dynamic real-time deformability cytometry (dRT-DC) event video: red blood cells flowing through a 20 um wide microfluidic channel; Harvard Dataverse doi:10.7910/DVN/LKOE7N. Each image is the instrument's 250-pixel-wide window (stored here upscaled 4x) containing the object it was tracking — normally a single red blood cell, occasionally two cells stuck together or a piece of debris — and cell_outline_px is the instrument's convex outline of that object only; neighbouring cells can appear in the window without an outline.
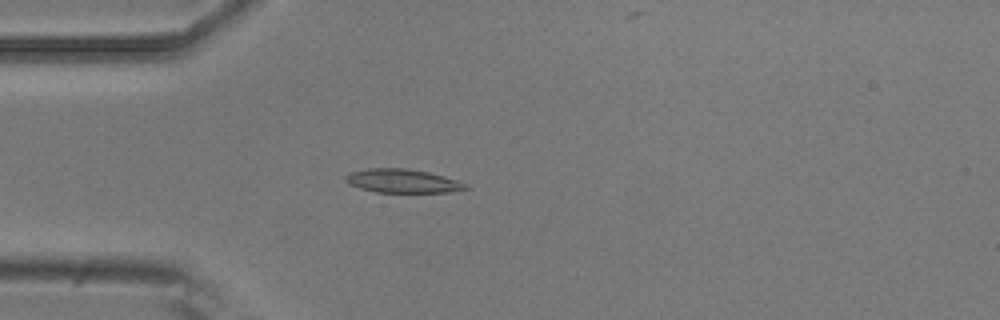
{"species": "common noctule bat (a hibernating species)", "species_latin": "Nyctalus noctula", "temperature_condition": "room temperature", "stored_images_in_passage": 5, "camera_frame_rate_fps": 3000, "um_per_image_px": 0.085, "animal": {"sex": "male", "body_mass_g": 20.5, "forearm_length_mm": 52.5}, "frame": {"image": 1, "passage_image": 4, "time_ms": 1.0, "image_size_px": [1000, 320], "cell_outline_px": [[468, 188], [448, 192], [376, 192], [360, 188], [348, 184], [344, 180], [344, 176], [352, 172], [368, 168], [408, 168], [428, 172], [444, 176], [468, 184]], "centroid_in_image_um": [34.19, 15.38], "position_along_channel_um": 50.8, "area_um2": 16.53}}